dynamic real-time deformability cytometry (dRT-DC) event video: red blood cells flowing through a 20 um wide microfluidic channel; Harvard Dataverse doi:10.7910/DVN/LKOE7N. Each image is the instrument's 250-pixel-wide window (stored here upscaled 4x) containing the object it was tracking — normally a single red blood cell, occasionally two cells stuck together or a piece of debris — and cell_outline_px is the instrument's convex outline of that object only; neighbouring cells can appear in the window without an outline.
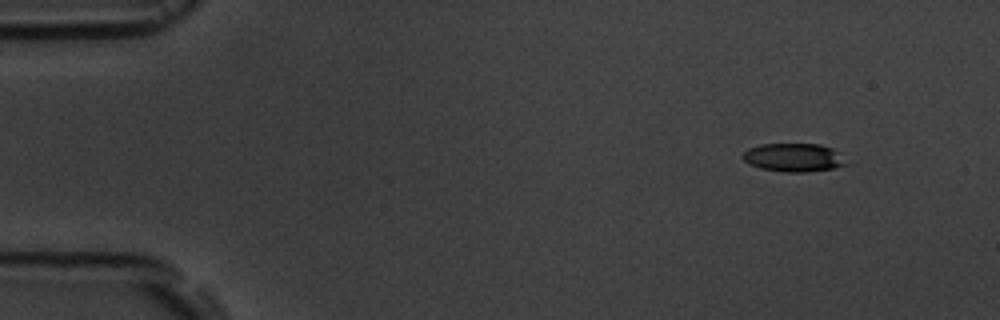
{"species": "common noctule bat (a hibernating species)", "species_latin": "Nyctalus noctula", "temperature_condition": "room temperature", "stored_images_in_passage": 5, "camera_frame_rate_fps": 3000, "um_per_image_px": 0.085, "animal": {"sex": "male", "body_mass_g": 19.5, "forearm_length_mm": 54.6}, "frame": {"image": 1, "passage_image": 1, "time_ms": 0.0, "image_size_px": [1000, 320], "cell_outline_px": [[848, 164], [832, 168], [804, 172], [784, 172], [760, 168], [744, 160], [744, 152], [748, 148], [760, 144], [820, 144], [832, 148], [840, 152]], "centroid_in_image_um": [67.5, 13.38], "position_along_channel_um": 17.5, "area_um2": 16.99}}
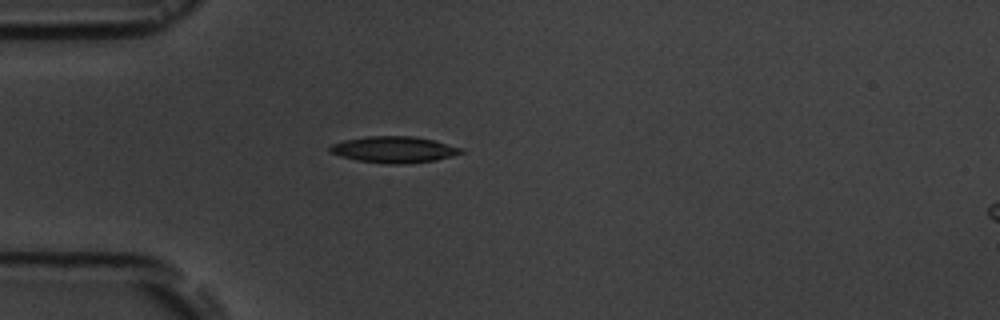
{"frame": {"image": 2, "passage_image": 3, "time_ms": 3.333, "image_size_px": [1000, 320], "cell_outline_px": [[464, 152], [452, 156], [436, 160], [400, 164], [388, 164], [356, 160], [340, 156], [332, 152], [328, 148], [332, 144], [344, 140], [364, 136], [416, 136], [436, 140], [464, 148]], "centroid_in_image_um": [33.53, 12.7], "position_along_channel_um": 51.5, "area_um2": 20.29}}
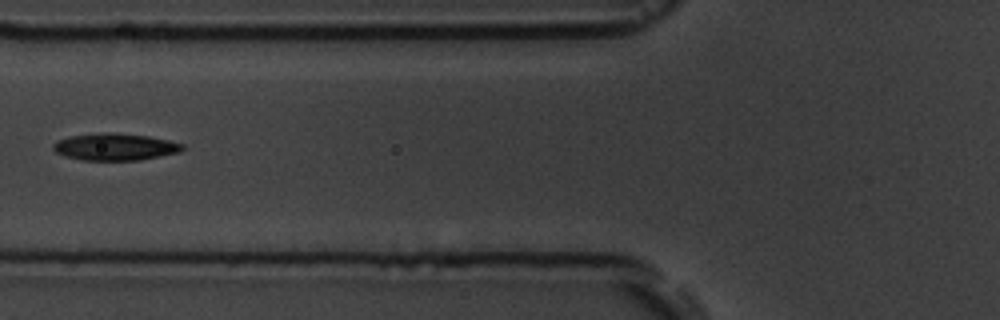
{"frame": {"image": 3, "passage_image": 5, "time_ms": 5.333, "image_size_px": [1000, 320], "cell_outline_px": [[184, 148], [180, 152], [140, 160], [84, 160], [64, 156], [56, 152], [52, 148], [52, 144], [56, 140], [68, 136], [108, 132], [148, 136], [168, 140], [184, 144]], "centroid_in_image_um": [9.75, 12.48], "position_along_channel_um": 116.0, "area_um2": 20.35}}